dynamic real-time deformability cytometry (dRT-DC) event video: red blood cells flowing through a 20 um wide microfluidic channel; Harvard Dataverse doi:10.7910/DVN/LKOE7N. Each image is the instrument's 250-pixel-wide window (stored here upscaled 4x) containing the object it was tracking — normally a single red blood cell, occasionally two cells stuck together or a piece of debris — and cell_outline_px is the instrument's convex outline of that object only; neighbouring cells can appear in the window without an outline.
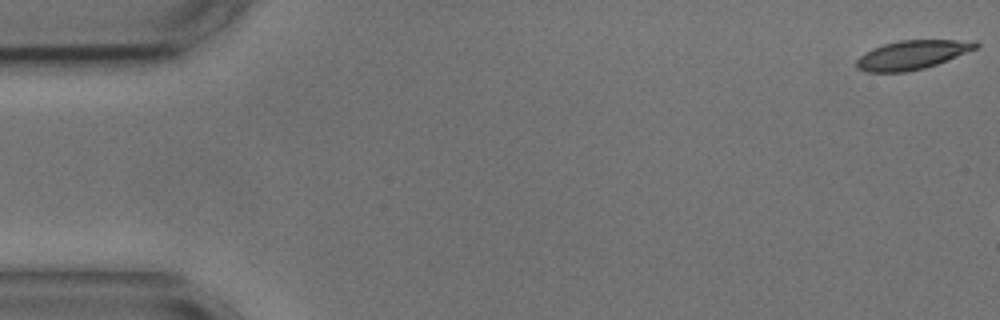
{"species": "common noctule bat (a hibernating species)", "species_latin": "Nyctalus noctula", "temperature_condition": "cold", "stored_images_in_passage": 3, "camera_frame_rate_fps": 3000, "um_per_image_px": 0.085, "animal": {"sex": "male", "body_mass_g": 17.9, "forearm_length_mm": 54.2}, "frame": {"image": 1, "passage_image": 1, "time_ms": 0.0, "image_size_px": [1000, 320], "cell_outline_px": [[980, 48], [936, 64], [924, 68], [908, 72], [868, 72], [856, 68], [856, 60], [864, 52], [872, 48], [884, 44], [900, 40], [976, 40], [980, 44]], "centroid_in_image_um": [77.56, 4.65], "position_along_channel_um": 7.4, "area_um2": 20.35}}